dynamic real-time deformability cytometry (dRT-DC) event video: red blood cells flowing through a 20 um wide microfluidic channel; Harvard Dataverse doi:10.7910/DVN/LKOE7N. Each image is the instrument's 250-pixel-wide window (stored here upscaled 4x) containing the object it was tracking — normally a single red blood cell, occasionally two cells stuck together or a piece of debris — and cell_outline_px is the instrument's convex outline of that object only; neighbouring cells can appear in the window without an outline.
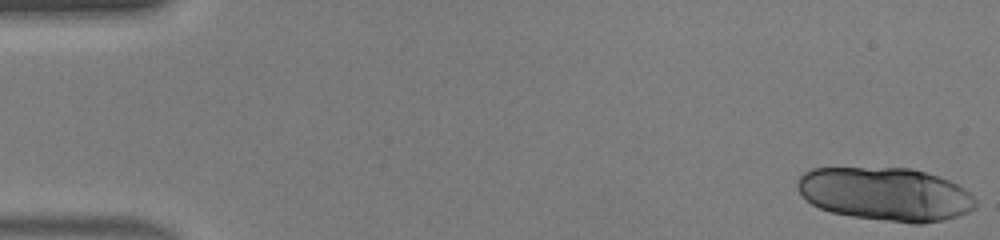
{"species": "human", "species_latin": "Homo sapiens", "temperature_condition": "warm", "stored_images_in_passage": 21, "segment_of_instrument_passage": [1, 2], "camera_frame_rate_fps": 3000, "um_per_image_px": 0.085, "donor": {"sex": "male"}, "frame": {"image": 1, "passage_image": 1, "time_ms": 0.0, "image_size_px": [1000, 240], "cell_outline_px": [[976, 208], [960, 216], [944, 220], [924, 224], [912, 224], [852, 216], [832, 212], [820, 208], [812, 204], [800, 192], [796, 184], [800, 176], [804, 172], [812, 168], [912, 168], [948, 180], [964, 188], [976, 200]], "centroid_in_image_um": [75.29, 16.51], "position_along_channel_um": 9.7, "area_um2": 55.43}}